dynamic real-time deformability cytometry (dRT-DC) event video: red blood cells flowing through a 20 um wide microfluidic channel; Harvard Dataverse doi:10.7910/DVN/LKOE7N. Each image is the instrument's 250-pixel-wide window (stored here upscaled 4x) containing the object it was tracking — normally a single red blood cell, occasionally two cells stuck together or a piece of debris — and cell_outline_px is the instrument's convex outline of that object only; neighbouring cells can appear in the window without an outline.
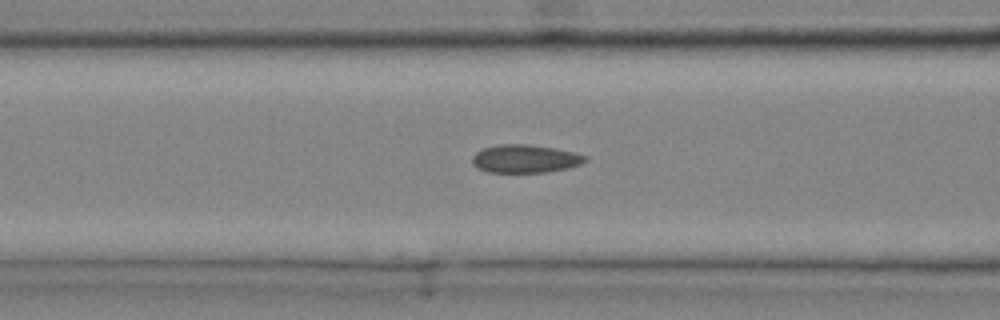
{"species": "common noctule bat (a hibernating species)", "species_latin": "Nyctalus noctula", "temperature_condition": "cold", "stored_images_in_passage": 21, "camera_frame_rate_fps": 3000, "um_per_image_px": 0.085, "animal": {"sex": "male", "body_mass_g": 20.4}, "frame": {"image": 1, "passage_image": 4, "time_ms": 1.0, "image_size_px": [1000, 320], "cell_outline_px": [[588, 160], [580, 164], [568, 168], [544, 172], [488, 172], [476, 168], [472, 164], [472, 156], [476, 152], [484, 148], [500, 144], [528, 144], [556, 148], [588, 156]], "centroid_in_image_um": [44.62, 13.49], "position_along_channel_um": 122.0, "area_um2": 18.55}}